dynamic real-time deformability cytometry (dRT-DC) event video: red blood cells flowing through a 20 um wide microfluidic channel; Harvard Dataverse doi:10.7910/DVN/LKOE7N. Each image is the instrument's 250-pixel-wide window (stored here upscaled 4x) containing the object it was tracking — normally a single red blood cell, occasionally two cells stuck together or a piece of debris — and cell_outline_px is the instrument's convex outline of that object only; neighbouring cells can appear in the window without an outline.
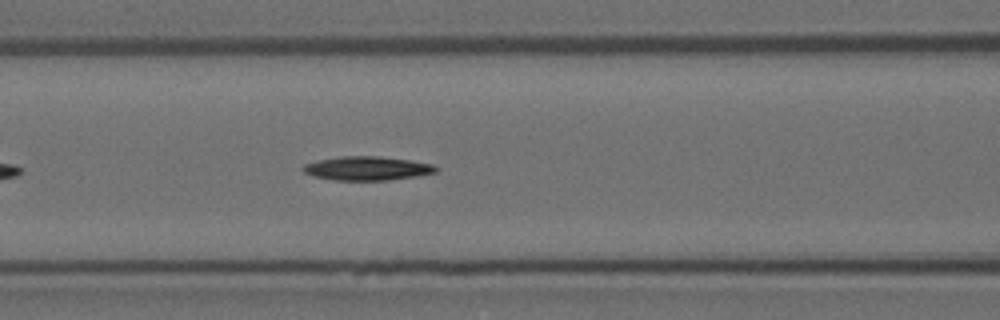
{"species": "Egyptian fruit bat (a non-hibernating species)", "species_latin": "Rousettus aegyptiacus", "temperature_condition": "room temperature", "stored_images_in_passage": 44, "camera_frame_rate_fps": 3000, "um_per_image_px": 0.085, "animal": {"sex": "female"}, "frame": {"image": 1, "passage_image": 10, "time_ms": 3.0, "image_size_px": [1000, 320], "cell_outline_px": [[440, 168], [436, 172], [416, 176], [388, 180], [332, 180], [312, 176], [304, 172], [300, 168], [304, 164], [316, 160], [340, 156], [380, 156], [412, 160], [432, 164]], "centroid_in_image_um": [31.18, 14.3], "position_along_channel_um": 135.4, "area_um2": 18.73}}
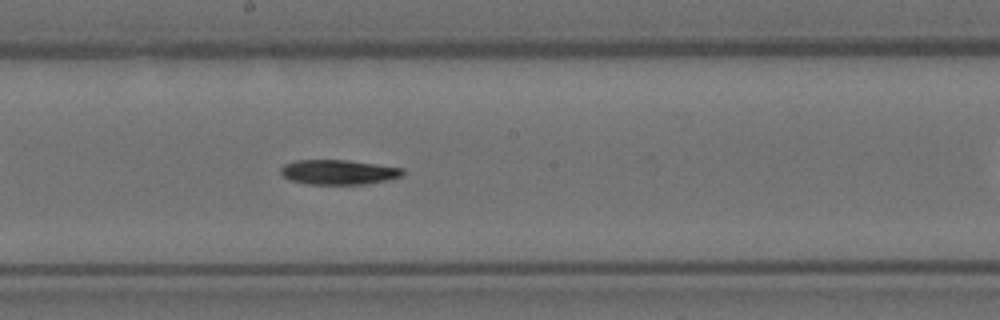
{"frame": {"image": 2, "passage_image": 17, "time_ms": 5.333, "image_size_px": [1000, 320], "cell_outline_px": [[404, 176], [388, 180], [364, 184], [304, 184], [288, 180], [280, 172], [280, 168], [284, 164], [296, 160], [344, 160], [376, 164], [404, 168]], "centroid_in_image_um": [28.76, 14.64], "position_along_channel_um": 219.4, "area_um2": 17.74}}
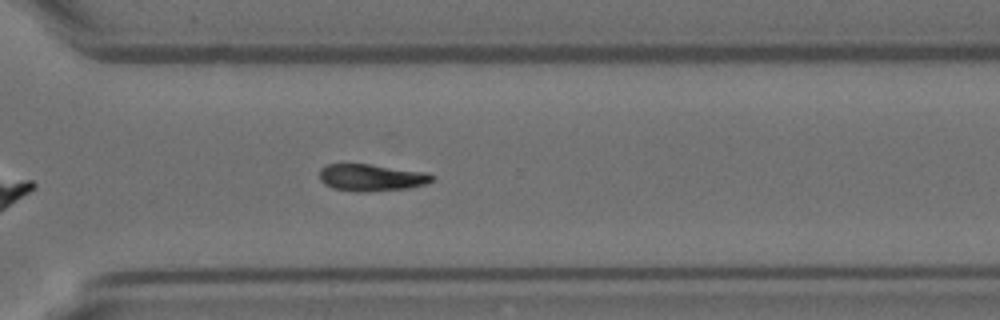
{"frame": {"image": 3, "passage_image": 27, "time_ms": 8.667, "image_size_px": [1000, 320], "cell_outline_px": [[436, 176], [432, 180], [424, 184], [408, 188], [368, 192], [356, 192], [332, 188], [324, 184], [320, 180], [320, 168], [328, 164], [368, 164], [428, 172]], "centroid_in_image_um": [31.56, 15.1], "position_along_channel_um": 339.0, "area_um2": 17.8}, "authors_computed_cell_mechanics": {"area_um2": 17.918, "velocity_mm_per_s": 3.603, "shape_relaxation_time_tau1_ms": 7.5578, "shape_relaxation_time_tau2_ms": null, "deformation_change_tau1": 0.2071, "deformation_change_tau2": null}}